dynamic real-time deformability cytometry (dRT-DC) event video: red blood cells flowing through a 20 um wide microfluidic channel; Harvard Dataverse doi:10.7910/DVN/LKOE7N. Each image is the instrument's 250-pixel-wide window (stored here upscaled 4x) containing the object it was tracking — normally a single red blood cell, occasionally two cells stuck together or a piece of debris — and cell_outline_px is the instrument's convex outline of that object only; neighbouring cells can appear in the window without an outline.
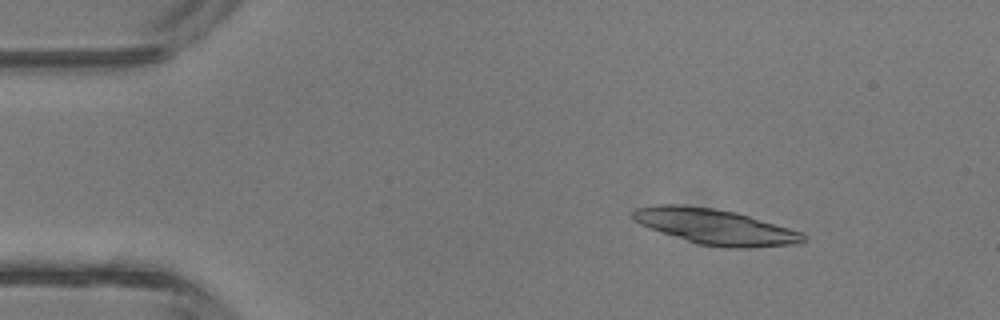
{"species": "common noctule bat (a hibernating species)", "species_latin": "Nyctalus noctula", "temperature_condition": "room temperature", "stored_images_in_passage": 2, "camera_frame_rate_fps": 3000, "um_per_image_px": 0.085, "animal": {"sex": "male", "body_mass_g": 13.3}, "frame": {"image": 1, "passage_image": 1, "time_ms": 0.0, "image_size_px": [1000, 320], "cell_outline_px": [[808, 240], [796, 244], [752, 248], [724, 248], [700, 244], [648, 228], [632, 220], [632, 212], [636, 208], [656, 204], [684, 204], [712, 208], [736, 212], [804, 232], [808, 236]], "centroid_in_image_um": [60.83, 19.27], "position_along_channel_um": 24.2, "area_um2": 35.55}}